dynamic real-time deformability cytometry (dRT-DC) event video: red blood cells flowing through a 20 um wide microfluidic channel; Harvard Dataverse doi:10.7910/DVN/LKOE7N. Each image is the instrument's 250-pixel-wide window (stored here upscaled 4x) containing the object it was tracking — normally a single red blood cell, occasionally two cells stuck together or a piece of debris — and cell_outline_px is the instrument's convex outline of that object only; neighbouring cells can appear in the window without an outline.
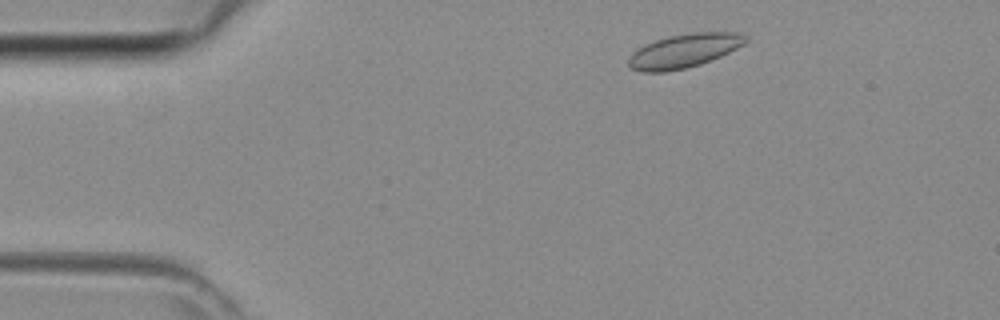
{"species": "common noctule bat (a hibernating species)", "species_latin": "Nyctalus noctula", "temperature_condition": "room temperature", "stored_images_in_passage": 41, "camera_frame_rate_fps": 3000, "um_per_image_px": 0.085, "animal": {"sex": "female", "body_mass_g": 29.2, "forearm_length_mm": 56.3}, "frame": {"image": 1, "passage_image": 3, "time_ms": 0.667, "image_size_px": [1000, 320], "cell_outline_px": [[748, 40], [744, 44], [720, 56], [700, 64], [684, 68], [664, 72], [640, 72], [632, 68], [628, 64], [628, 56], [632, 52], [644, 44], [668, 36], [692, 32], [740, 32], [748, 36]], "centroid_in_image_um": [58.13, 4.31], "position_along_channel_um": 26.9, "area_um2": 23.12}}
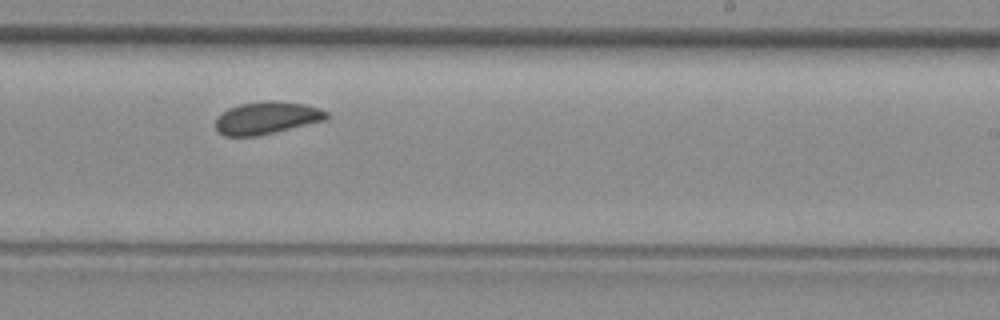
{"frame": {"image": 2, "passage_image": 23, "time_ms": 7.333, "image_size_px": [1000, 320], "cell_outline_px": [[328, 116], [324, 120], [256, 136], [224, 136], [216, 128], [216, 116], [220, 112], [228, 108], [240, 104], [268, 100], [272, 100], [304, 104], [320, 108], [328, 112]], "centroid_in_image_um": [22.63, 10.01], "position_along_channel_um": 266.4, "area_um2": 20.81}}
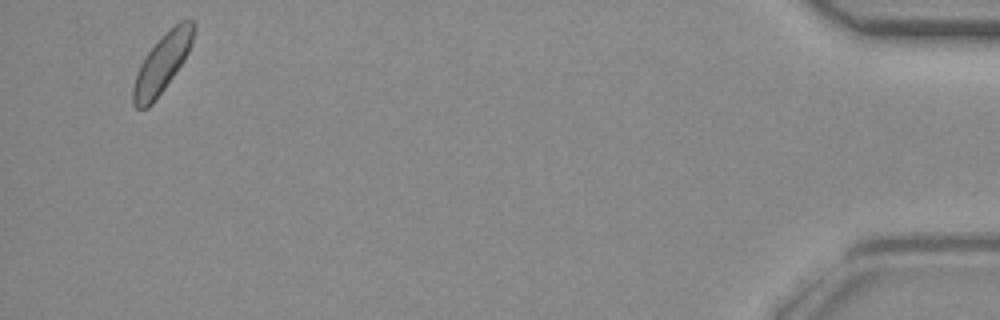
{"frame": {"image": 3, "passage_image": 39, "time_ms": 12.667, "image_size_px": [1000, 320], "cell_outline_px": [[196, 28], [192, 44], [184, 60], [176, 72], [152, 104], [148, 108], [136, 108], [132, 104], [132, 88], [140, 64], [148, 52], [180, 20], [196, 20]], "centroid_in_image_um": [13.8, 5.4], "position_along_channel_um": 421.4, "area_um2": 20.23}}